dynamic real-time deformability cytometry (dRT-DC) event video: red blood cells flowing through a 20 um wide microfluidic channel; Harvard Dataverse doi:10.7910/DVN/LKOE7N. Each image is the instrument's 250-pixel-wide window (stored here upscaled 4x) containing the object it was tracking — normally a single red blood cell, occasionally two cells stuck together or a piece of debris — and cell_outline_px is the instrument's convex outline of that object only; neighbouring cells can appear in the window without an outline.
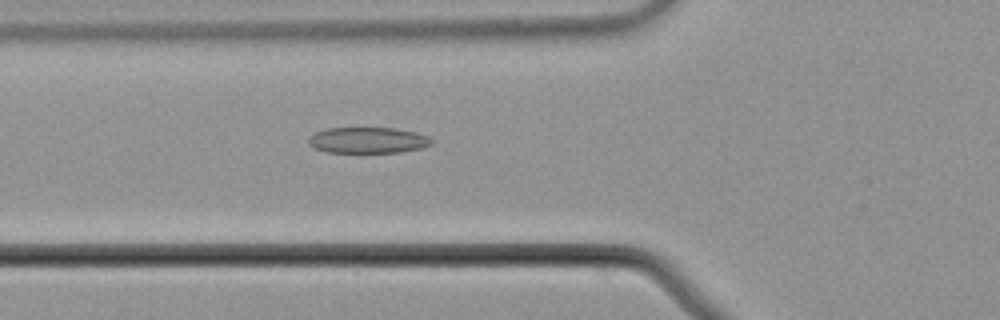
{"species": "common noctule bat (a hibernating species)", "species_latin": "Nyctalus noctula", "temperature_condition": "cold", "stored_images_in_passage": 56, "camera_frame_rate_fps": 3000, "um_per_image_px": 0.085, "animal": {"sex": "male", "body_mass_g": 21.5, "forearm_length_mm": 52.0}, "frame": {"image": 1, "passage_image": 21, "time_ms": 6.667, "image_size_px": [1000, 320], "cell_outline_px": [[436, 140], [432, 144], [424, 148], [400, 152], [328, 152], [312, 148], [308, 144], [308, 136], [316, 132], [328, 128], [396, 128], [416, 132], [428, 136]], "centroid_in_image_um": [31.3, 11.92], "position_along_channel_um": 94.5, "area_um2": 18.9}}
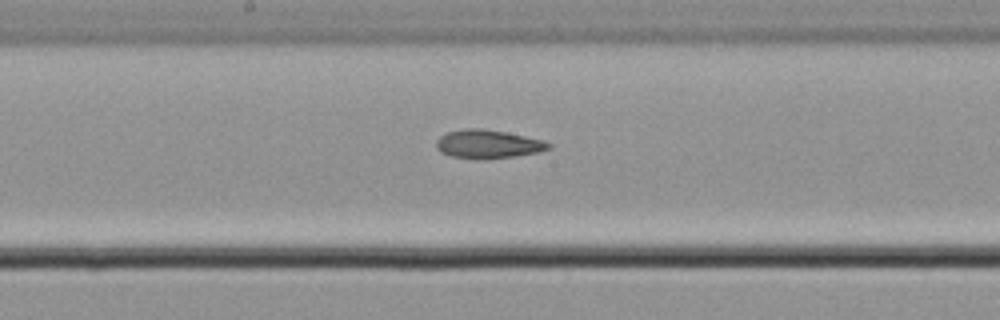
{"frame": {"image": 2, "passage_image": 30, "time_ms": 9.667, "image_size_px": [1000, 320], "cell_outline_px": [[552, 148], [536, 152], [516, 156], [484, 160], [452, 156], [440, 152], [436, 148], [436, 140], [440, 136], [448, 132], [464, 128], [480, 128], [504, 132], [524, 136], [540, 140], [552, 144]], "centroid_in_image_um": [41.44, 12.26], "position_along_channel_um": 206.8, "area_um2": 18.61}}
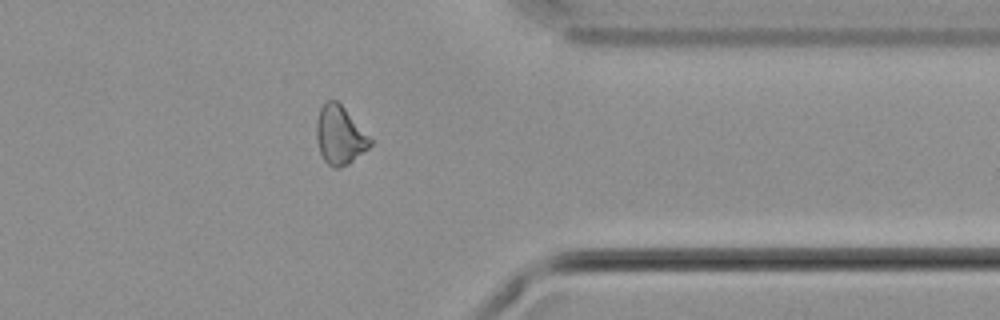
{"frame": {"image": 3, "passage_image": 45, "time_ms": 14.667, "image_size_px": [1000, 320], "cell_outline_px": [[372, 144], [368, 148], [348, 164], [340, 168], [332, 168], [324, 160], [320, 152], [316, 140], [316, 120], [320, 108], [328, 100], [336, 100], [344, 108], [372, 140]], "centroid_in_image_um": [28.85, 11.52], "position_along_channel_um": 382.6, "area_um2": 18.09}, "authors_computed_cell_mechanics": {"area_um2": 19.2185, "velocity_mm_per_s": 3.7233, "shape_relaxation_time_tau1_ms": 10.9167, "shape_relaxation_time_tau2_ms": 7.6189, "deformation_change_tau1": 0.1937, "deformation_change_tau2": 0.1296}}